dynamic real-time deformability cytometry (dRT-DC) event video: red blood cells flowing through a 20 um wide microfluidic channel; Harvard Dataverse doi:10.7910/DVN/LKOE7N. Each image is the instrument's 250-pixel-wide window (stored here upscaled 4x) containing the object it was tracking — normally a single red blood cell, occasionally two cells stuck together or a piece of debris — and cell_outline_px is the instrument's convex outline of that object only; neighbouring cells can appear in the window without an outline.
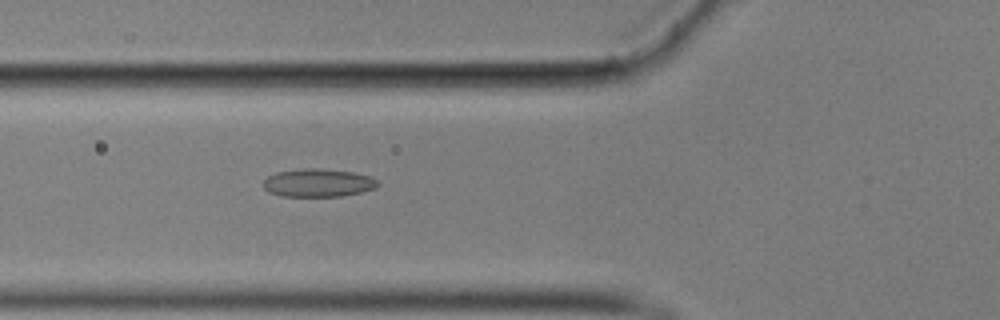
{"species": "common noctule bat (a hibernating species)", "species_latin": "Nyctalus noctula", "temperature_condition": "cold", "stored_images_in_passage": 39, "segment_of_instrument_passage": [1, 2], "camera_frame_rate_fps": 3000, "um_per_image_px": 0.085, "animal": {"sex": "male", "body_mass_g": 17.9}, "frame": {"image": 1, "passage_image": 3, "time_ms": 0.667, "image_size_px": [1000, 320], "cell_outline_px": [[380, 184], [376, 188], [360, 192], [340, 196], [284, 196], [268, 192], [264, 188], [264, 180], [268, 176], [276, 172], [304, 168], [324, 168], [352, 172], [372, 176]], "centroid_in_image_um": [27.05, 15.53], "position_along_channel_um": 98.7, "area_um2": 18.79}}
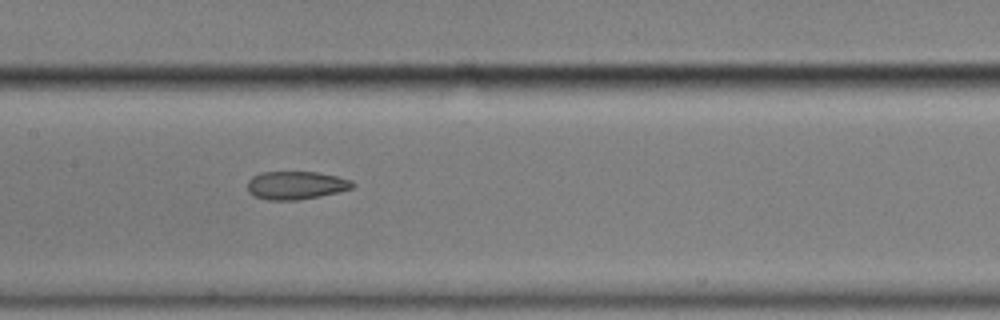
{"frame": {"image": 2, "passage_image": 10, "time_ms": 3.0, "image_size_px": [1000, 320], "cell_outline_px": [[356, 184], [352, 188], [320, 196], [296, 200], [268, 200], [252, 196], [248, 192], [248, 180], [252, 176], [260, 172], [316, 172], [336, 176], [352, 180]], "centroid_in_image_um": [25.12, 15.75], "position_along_channel_um": 182.3, "area_um2": 17.28}}
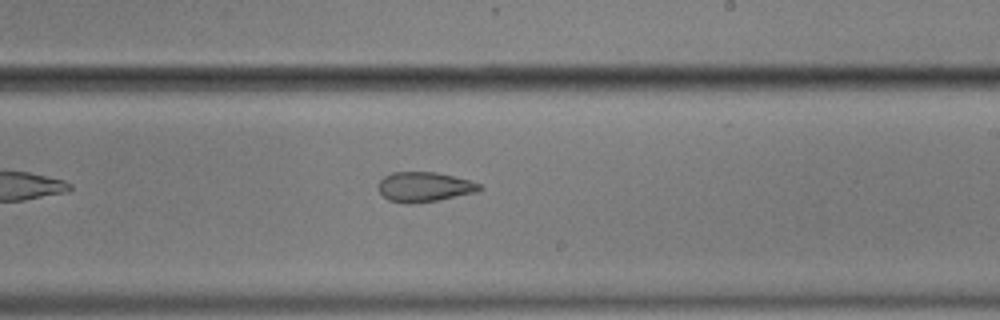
{"frame": {"image": 3, "passage_image": 16, "time_ms": 5.0, "image_size_px": [1000, 320], "cell_outline_px": [[484, 188], [476, 192], [440, 200], [412, 204], [404, 204], [388, 200], [380, 192], [380, 180], [384, 176], [392, 172], [436, 172], [468, 180], [480, 184]], "centroid_in_image_um": [36.07, 15.9], "position_along_channel_um": 252.9, "area_um2": 17.57}}